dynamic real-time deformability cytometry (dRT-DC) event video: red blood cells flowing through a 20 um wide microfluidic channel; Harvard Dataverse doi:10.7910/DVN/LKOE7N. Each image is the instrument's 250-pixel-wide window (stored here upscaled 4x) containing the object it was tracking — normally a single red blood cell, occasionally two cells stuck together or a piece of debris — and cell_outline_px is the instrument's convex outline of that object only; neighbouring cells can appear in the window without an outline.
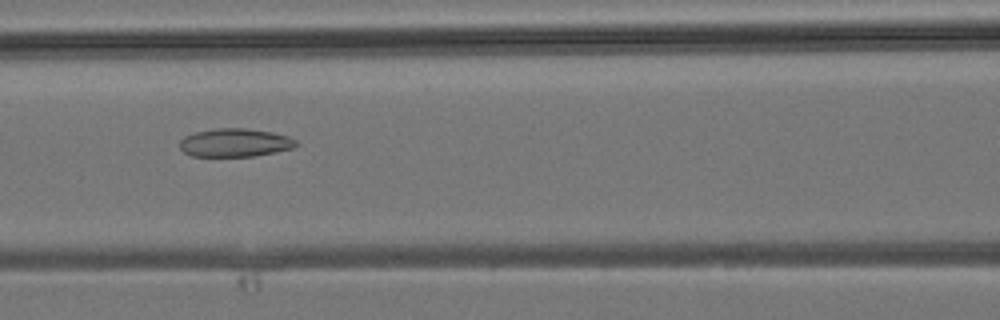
{"species": "common noctule bat (a hibernating species)", "species_latin": "Nyctalus noctula", "temperature_condition": "room temperature", "stored_images_in_passage": 31, "camera_frame_rate_fps": 3000, "um_per_image_px": 0.085, "animal": {"sex": "male", "body_mass_g": 19.2, "forearm_length_mm": 51.8}, "frame": {"image": 1, "passage_image": 8, "time_ms": 2.333, "image_size_px": [1000, 320], "cell_outline_px": [[300, 144], [292, 148], [252, 156], [192, 156], [184, 152], [180, 148], [180, 140], [184, 136], [196, 132], [216, 128], [244, 128], [272, 132], [288, 136], [296, 140]], "centroid_in_image_um": [19.96, 12.12], "position_along_channel_um": 146.6, "area_um2": 19.07}}
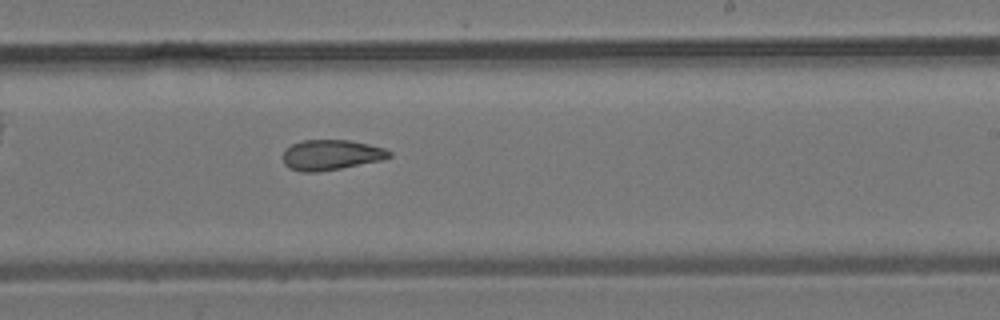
{"frame": {"image": 2, "passage_image": 15, "time_ms": 4.667, "image_size_px": [1000, 320], "cell_outline_px": [[392, 156], [380, 160], [340, 168], [316, 172], [300, 172], [288, 168], [284, 164], [284, 148], [300, 140], [348, 140], [368, 144], [384, 148], [392, 152]], "centroid_in_image_um": [28.1, 13.16], "position_along_channel_um": 260.9, "area_um2": 18.73}}
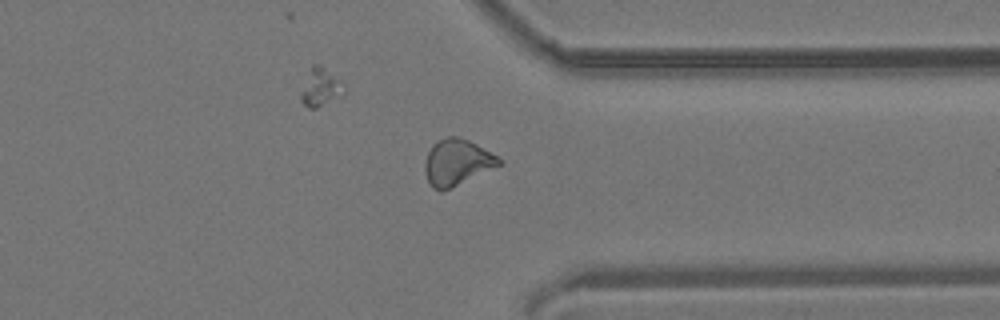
{"frame": {"image": 3, "passage_image": 22, "time_ms": 7.0, "image_size_px": [1000, 320], "cell_outline_px": [[504, 164], [440, 192], [428, 180], [424, 168], [424, 164], [428, 152], [432, 144], [436, 140], [448, 136], [460, 136], [476, 144], [504, 160]], "centroid_in_image_um": [38.87, 13.76], "position_along_channel_um": 372.5, "area_um2": 19.83}}